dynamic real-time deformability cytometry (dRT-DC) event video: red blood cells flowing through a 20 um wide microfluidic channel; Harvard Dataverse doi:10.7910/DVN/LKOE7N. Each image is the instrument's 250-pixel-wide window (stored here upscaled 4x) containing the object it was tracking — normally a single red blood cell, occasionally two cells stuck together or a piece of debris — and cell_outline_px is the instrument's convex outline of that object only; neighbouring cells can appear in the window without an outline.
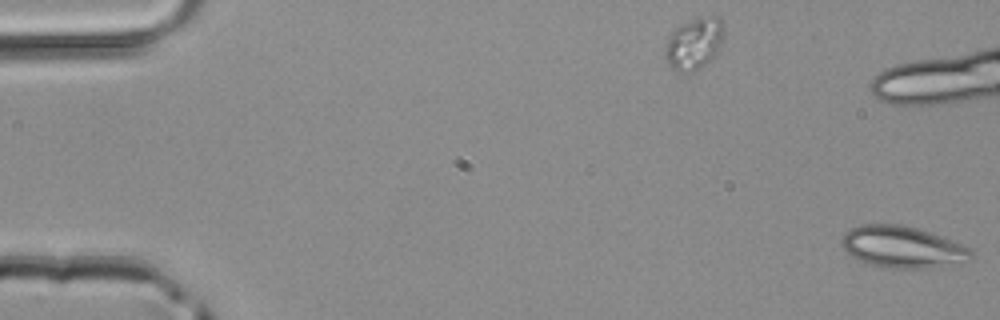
{"species": "common noctule bat (a hibernating species)", "species_latin": "Nyctalus noctula", "temperature_condition": "room temperature", "stored_images_in_passage": 48, "camera_frame_rate_fps": 3000, "um_per_image_px": 0.085, "animal": {"sex": "male", "body_mass_g": 20.4}, "frame": {"image": 1, "passage_image": 1, "time_ms": 0.0, "image_size_px": [1000, 320], "cell_outline_px": [[972, 260], [924, 268], [880, 268], [860, 260], [852, 256], [840, 244], [840, 240], [844, 232], [860, 224], [900, 224], [916, 228], [952, 240], [972, 248]], "centroid_in_image_um": [76.68, 20.99], "position_along_channel_um": 8.3, "area_um2": 31.33}}